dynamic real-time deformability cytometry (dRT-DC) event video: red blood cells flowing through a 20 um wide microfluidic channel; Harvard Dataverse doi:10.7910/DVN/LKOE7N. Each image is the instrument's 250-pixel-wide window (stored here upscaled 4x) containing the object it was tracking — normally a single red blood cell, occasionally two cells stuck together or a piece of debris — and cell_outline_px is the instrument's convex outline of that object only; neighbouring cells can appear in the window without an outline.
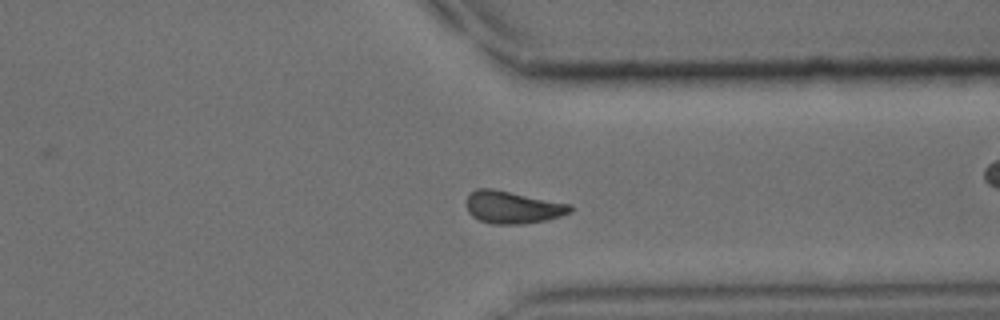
{"species": "common noctule bat (a hibernating species)", "species_latin": "Nyctalus noctula", "temperature_condition": "cold", "stored_images_in_passage": 37, "camera_frame_rate_fps": 3000, "um_per_image_px": 0.085, "animal": {"sex": "male", "body_mass_g": 15.6}, "frame": {"image": 1, "passage_image": 26, "time_ms": 8.333, "image_size_px": [1000, 320], "cell_outline_px": [[572, 212], [560, 216], [544, 220], [520, 224], [492, 224], [480, 220], [472, 216], [468, 212], [464, 204], [468, 192], [476, 188], [492, 188], [572, 204]], "centroid_in_image_um": [43.52, 17.6], "position_along_channel_um": 367.9, "area_um2": 19.88}}